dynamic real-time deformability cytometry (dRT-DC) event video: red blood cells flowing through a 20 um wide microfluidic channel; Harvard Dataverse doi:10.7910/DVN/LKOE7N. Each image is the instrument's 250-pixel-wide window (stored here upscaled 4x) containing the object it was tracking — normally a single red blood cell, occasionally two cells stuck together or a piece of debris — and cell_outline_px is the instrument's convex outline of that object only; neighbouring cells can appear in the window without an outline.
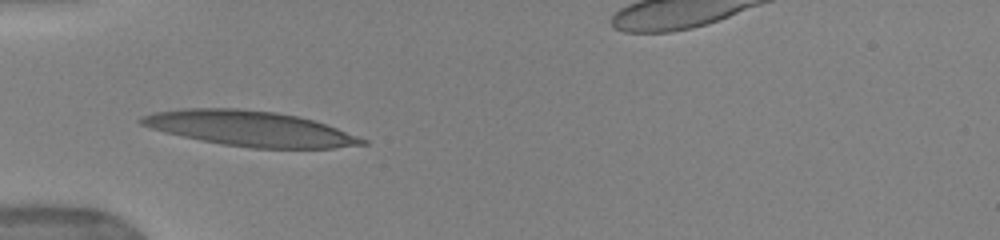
{"species": "human", "species_latin": "Homo sapiens", "temperature_condition": "warm", "stored_images_in_passage": 46, "camera_frame_rate_fps": 3000, "um_per_image_px": 0.085, "donor": {"sex": "female"}, "frame": {"image": 1, "passage_image": 14, "time_ms": 4.333, "image_size_px": [1000, 240], "cell_outline_px": [[368, 144], [332, 148], [252, 148], [220, 144], [164, 132], [140, 124], [136, 120], [140, 116], [156, 112], [184, 108], [236, 108], [276, 112], [300, 116], [336, 128], [368, 140]], "centroid_in_image_um": [21.22, 10.92], "position_along_channel_um": 63.8, "area_um2": 45.14}}